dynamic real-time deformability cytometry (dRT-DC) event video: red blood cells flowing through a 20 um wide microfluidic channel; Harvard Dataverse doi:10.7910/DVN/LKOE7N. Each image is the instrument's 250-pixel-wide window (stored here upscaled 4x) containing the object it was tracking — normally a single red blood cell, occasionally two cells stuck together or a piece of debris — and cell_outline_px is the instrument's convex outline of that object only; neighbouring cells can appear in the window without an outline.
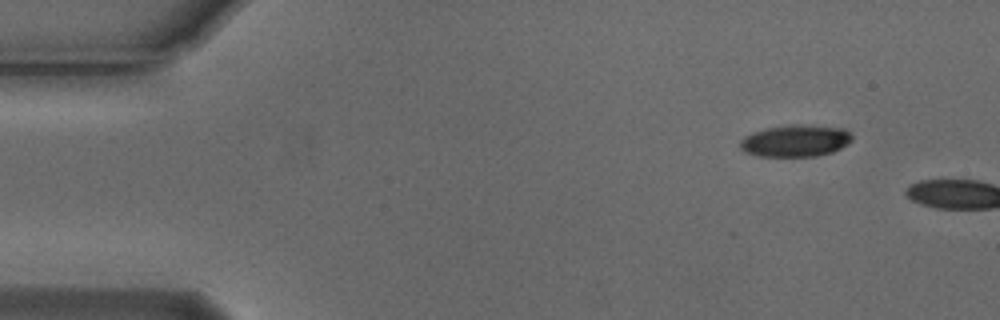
{"species": "Egyptian fruit bat (a non-hibernating species)", "species_latin": "Rousettus aegyptiacus", "temperature_condition": "cold", "stored_images_in_passage": 2, "camera_frame_rate_fps": 3000, "um_per_image_px": 0.085, "animal": {"sex": "male"}, "frame": {"image": 1, "passage_image": 1, "time_ms": 0.0, "image_size_px": [1000, 320], "cell_outline_px": [[852, 140], [848, 144], [832, 152], [816, 156], [756, 156], [744, 152], [740, 148], [740, 140], [744, 136], [752, 132], [768, 128], [792, 124], [808, 124], [844, 128], [852, 136]], "centroid_in_image_um": [67.6, 11.96], "position_along_channel_um": 17.4, "area_um2": 20.98}}